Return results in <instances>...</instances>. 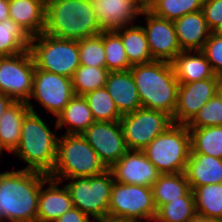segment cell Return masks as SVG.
<instances>
[{"instance_id":"obj_18","label":"cell","mask_w":222,"mask_h":222,"mask_svg":"<svg viewBox=\"0 0 222 222\" xmlns=\"http://www.w3.org/2000/svg\"><path fill=\"white\" fill-rule=\"evenodd\" d=\"M73 207L65 184L49 177L40 188L36 222H54Z\"/></svg>"},{"instance_id":"obj_2","label":"cell","mask_w":222,"mask_h":222,"mask_svg":"<svg viewBox=\"0 0 222 222\" xmlns=\"http://www.w3.org/2000/svg\"><path fill=\"white\" fill-rule=\"evenodd\" d=\"M43 117L39 112L32 111L25 115L20 133V143L11 155L27 164L21 169L49 175L56 162L59 129L55 121L53 127L55 131L52 130L46 121L48 119Z\"/></svg>"},{"instance_id":"obj_21","label":"cell","mask_w":222,"mask_h":222,"mask_svg":"<svg viewBox=\"0 0 222 222\" xmlns=\"http://www.w3.org/2000/svg\"><path fill=\"white\" fill-rule=\"evenodd\" d=\"M9 17L31 37L44 32L46 0H9Z\"/></svg>"},{"instance_id":"obj_42","label":"cell","mask_w":222,"mask_h":222,"mask_svg":"<svg viewBox=\"0 0 222 222\" xmlns=\"http://www.w3.org/2000/svg\"><path fill=\"white\" fill-rule=\"evenodd\" d=\"M9 12V0H0V22L10 18Z\"/></svg>"},{"instance_id":"obj_38","label":"cell","mask_w":222,"mask_h":222,"mask_svg":"<svg viewBox=\"0 0 222 222\" xmlns=\"http://www.w3.org/2000/svg\"><path fill=\"white\" fill-rule=\"evenodd\" d=\"M215 75L222 77V35L212 32L201 50Z\"/></svg>"},{"instance_id":"obj_39","label":"cell","mask_w":222,"mask_h":222,"mask_svg":"<svg viewBox=\"0 0 222 222\" xmlns=\"http://www.w3.org/2000/svg\"><path fill=\"white\" fill-rule=\"evenodd\" d=\"M201 11L212 32L222 26V0H203Z\"/></svg>"},{"instance_id":"obj_25","label":"cell","mask_w":222,"mask_h":222,"mask_svg":"<svg viewBox=\"0 0 222 222\" xmlns=\"http://www.w3.org/2000/svg\"><path fill=\"white\" fill-rule=\"evenodd\" d=\"M30 111L26 102L15 101L0 118V148L13 153L20 143L23 118Z\"/></svg>"},{"instance_id":"obj_49","label":"cell","mask_w":222,"mask_h":222,"mask_svg":"<svg viewBox=\"0 0 222 222\" xmlns=\"http://www.w3.org/2000/svg\"><path fill=\"white\" fill-rule=\"evenodd\" d=\"M0 222H4V219L1 214H0Z\"/></svg>"},{"instance_id":"obj_20","label":"cell","mask_w":222,"mask_h":222,"mask_svg":"<svg viewBox=\"0 0 222 222\" xmlns=\"http://www.w3.org/2000/svg\"><path fill=\"white\" fill-rule=\"evenodd\" d=\"M173 23L182 51L202 50L212 33L201 10L184 15Z\"/></svg>"},{"instance_id":"obj_19","label":"cell","mask_w":222,"mask_h":222,"mask_svg":"<svg viewBox=\"0 0 222 222\" xmlns=\"http://www.w3.org/2000/svg\"><path fill=\"white\" fill-rule=\"evenodd\" d=\"M105 88L121 115L142 107L131 70L109 72Z\"/></svg>"},{"instance_id":"obj_5","label":"cell","mask_w":222,"mask_h":222,"mask_svg":"<svg viewBox=\"0 0 222 222\" xmlns=\"http://www.w3.org/2000/svg\"><path fill=\"white\" fill-rule=\"evenodd\" d=\"M60 133L57 140L56 162L50 178L64 179L90 177L103 173L107 168L98 154L81 134Z\"/></svg>"},{"instance_id":"obj_11","label":"cell","mask_w":222,"mask_h":222,"mask_svg":"<svg viewBox=\"0 0 222 222\" xmlns=\"http://www.w3.org/2000/svg\"><path fill=\"white\" fill-rule=\"evenodd\" d=\"M74 96L71 78L35 67L33 90L27 102L30 111L38 113L33 104L34 100V102L39 103L42 110L44 108L45 111L47 110L48 113H51L56 118Z\"/></svg>"},{"instance_id":"obj_41","label":"cell","mask_w":222,"mask_h":222,"mask_svg":"<svg viewBox=\"0 0 222 222\" xmlns=\"http://www.w3.org/2000/svg\"><path fill=\"white\" fill-rule=\"evenodd\" d=\"M14 102L15 101L11 97L0 92V118L3 115L4 111Z\"/></svg>"},{"instance_id":"obj_34","label":"cell","mask_w":222,"mask_h":222,"mask_svg":"<svg viewBox=\"0 0 222 222\" xmlns=\"http://www.w3.org/2000/svg\"><path fill=\"white\" fill-rule=\"evenodd\" d=\"M203 0H155L148 8L154 15L174 21L202 9Z\"/></svg>"},{"instance_id":"obj_36","label":"cell","mask_w":222,"mask_h":222,"mask_svg":"<svg viewBox=\"0 0 222 222\" xmlns=\"http://www.w3.org/2000/svg\"><path fill=\"white\" fill-rule=\"evenodd\" d=\"M80 65L106 67L103 31L94 37L79 41Z\"/></svg>"},{"instance_id":"obj_9","label":"cell","mask_w":222,"mask_h":222,"mask_svg":"<svg viewBox=\"0 0 222 222\" xmlns=\"http://www.w3.org/2000/svg\"><path fill=\"white\" fill-rule=\"evenodd\" d=\"M157 213L152 187L114 181L108 215L132 222H152Z\"/></svg>"},{"instance_id":"obj_8","label":"cell","mask_w":222,"mask_h":222,"mask_svg":"<svg viewBox=\"0 0 222 222\" xmlns=\"http://www.w3.org/2000/svg\"><path fill=\"white\" fill-rule=\"evenodd\" d=\"M67 181V183H65ZM73 206L92 220L107 216L114 177L110 169L90 176L64 179Z\"/></svg>"},{"instance_id":"obj_37","label":"cell","mask_w":222,"mask_h":222,"mask_svg":"<svg viewBox=\"0 0 222 222\" xmlns=\"http://www.w3.org/2000/svg\"><path fill=\"white\" fill-rule=\"evenodd\" d=\"M222 126V98L216 93L187 124L188 128Z\"/></svg>"},{"instance_id":"obj_22","label":"cell","mask_w":222,"mask_h":222,"mask_svg":"<svg viewBox=\"0 0 222 222\" xmlns=\"http://www.w3.org/2000/svg\"><path fill=\"white\" fill-rule=\"evenodd\" d=\"M184 173L192 190L207 184L222 183V159L190 153Z\"/></svg>"},{"instance_id":"obj_1","label":"cell","mask_w":222,"mask_h":222,"mask_svg":"<svg viewBox=\"0 0 222 222\" xmlns=\"http://www.w3.org/2000/svg\"><path fill=\"white\" fill-rule=\"evenodd\" d=\"M47 174L17 169L0 172V214L4 222H36L41 185Z\"/></svg>"},{"instance_id":"obj_32","label":"cell","mask_w":222,"mask_h":222,"mask_svg":"<svg viewBox=\"0 0 222 222\" xmlns=\"http://www.w3.org/2000/svg\"><path fill=\"white\" fill-rule=\"evenodd\" d=\"M108 73L106 67L80 65L71 78L75 95L84 96L95 89L105 87Z\"/></svg>"},{"instance_id":"obj_48","label":"cell","mask_w":222,"mask_h":222,"mask_svg":"<svg viewBox=\"0 0 222 222\" xmlns=\"http://www.w3.org/2000/svg\"><path fill=\"white\" fill-rule=\"evenodd\" d=\"M3 153H4V151L0 148V159H1L2 156H3Z\"/></svg>"},{"instance_id":"obj_33","label":"cell","mask_w":222,"mask_h":222,"mask_svg":"<svg viewBox=\"0 0 222 222\" xmlns=\"http://www.w3.org/2000/svg\"><path fill=\"white\" fill-rule=\"evenodd\" d=\"M95 121H120L122 115L105 87L98 88L84 95Z\"/></svg>"},{"instance_id":"obj_4","label":"cell","mask_w":222,"mask_h":222,"mask_svg":"<svg viewBox=\"0 0 222 222\" xmlns=\"http://www.w3.org/2000/svg\"><path fill=\"white\" fill-rule=\"evenodd\" d=\"M102 32L90 0H46L44 33L80 41Z\"/></svg>"},{"instance_id":"obj_23","label":"cell","mask_w":222,"mask_h":222,"mask_svg":"<svg viewBox=\"0 0 222 222\" xmlns=\"http://www.w3.org/2000/svg\"><path fill=\"white\" fill-rule=\"evenodd\" d=\"M171 65L179 83L196 82L215 75L210 62L201 50L182 51Z\"/></svg>"},{"instance_id":"obj_6","label":"cell","mask_w":222,"mask_h":222,"mask_svg":"<svg viewBox=\"0 0 222 222\" xmlns=\"http://www.w3.org/2000/svg\"><path fill=\"white\" fill-rule=\"evenodd\" d=\"M160 174L184 172L191 152L187 125L172 124L142 150Z\"/></svg>"},{"instance_id":"obj_7","label":"cell","mask_w":222,"mask_h":222,"mask_svg":"<svg viewBox=\"0 0 222 222\" xmlns=\"http://www.w3.org/2000/svg\"><path fill=\"white\" fill-rule=\"evenodd\" d=\"M35 67L72 78L80 66L79 41L41 33L31 37L29 48Z\"/></svg>"},{"instance_id":"obj_44","label":"cell","mask_w":222,"mask_h":222,"mask_svg":"<svg viewBox=\"0 0 222 222\" xmlns=\"http://www.w3.org/2000/svg\"><path fill=\"white\" fill-rule=\"evenodd\" d=\"M188 222H218L196 213Z\"/></svg>"},{"instance_id":"obj_43","label":"cell","mask_w":222,"mask_h":222,"mask_svg":"<svg viewBox=\"0 0 222 222\" xmlns=\"http://www.w3.org/2000/svg\"><path fill=\"white\" fill-rule=\"evenodd\" d=\"M92 221H94V222H132L129 220H125L123 218L112 217L109 215L94 219Z\"/></svg>"},{"instance_id":"obj_27","label":"cell","mask_w":222,"mask_h":222,"mask_svg":"<svg viewBox=\"0 0 222 222\" xmlns=\"http://www.w3.org/2000/svg\"><path fill=\"white\" fill-rule=\"evenodd\" d=\"M190 190L191 187L184 172L160 174L158 180L152 185L156 209L171 200L185 196Z\"/></svg>"},{"instance_id":"obj_26","label":"cell","mask_w":222,"mask_h":222,"mask_svg":"<svg viewBox=\"0 0 222 222\" xmlns=\"http://www.w3.org/2000/svg\"><path fill=\"white\" fill-rule=\"evenodd\" d=\"M121 37L124 50L131 65L153 61L144 29L141 24H133L115 30Z\"/></svg>"},{"instance_id":"obj_46","label":"cell","mask_w":222,"mask_h":222,"mask_svg":"<svg viewBox=\"0 0 222 222\" xmlns=\"http://www.w3.org/2000/svg\"><path fill=\"white\" fill-rule=\"evenodd\" d=\"M218 94L222 98V77H220L219 83H218Z\"/></svg>"},{"instance_id":"obj_16","label":"cell","mask_w":222,"mask_h":222,"mask_svg":"<svg viewBox=\"0 0 222 222\" xmlns=\"http://www.w3.org/2000/svg\"><path fill=\"white\" fill-rule=\"evenodd\" d=\"M90 3L102 31L139 23L145 9L137 0H90Z\"/></svg>"},{"instance_id":"obj_45","label":"cell","mask_w":222,"mask_h":222,"mask_svg":"<svg viewBox=\"0 0 222 222\" xmlns=\"http://www.w3.org/2000/svg\"><path fill=\"white\" fill-rule=\"evenodd\" d=\"M145 9H148L155 0H137Z\"/></svg>"},{"instance_id":"obj_12","label":"cell","mask_w":222,"mask_h":222,"mask_svg":"<svg viewBox=\"0 0 222 222\" xmlns=\"http://www.w3.org/2000/svg\"><path fill=\"white\" fill-rule=\"evenodd\" d=\"M35 63L30 50L0 57V92L14 101L28 102L33 90Z\"/></svg>"},{"instance_id":"obj_28","label":"cell","mask_w":222,"mask_h":222,"mask_svg":"<svg viewBox=\"0 0 222 222\" xmlns=\"http://www.w3.org/2000/svg\"><path fill=\"white\" fill-rule=\"evenodd\" d=\"M31 36L12 19L0 22V57L23 53L30 48Z\"/></svg>"},{"instance_id":"obj_35","label":"cell","mask_w":222,"mask_h":222,"mask_svg":"<svg viewBox=\"0 0 222 222\" xmlns=\"http://www.w3.org/2000/svg\"><path fill=\"white\" fill-rule=\"evenodd\" d=\"M106 68L109 72L130 70L120 35L115 31H103Z\"/></svg>"},{"instance_id":"obj_24","label":"cell","mask_w":222,"mask_h":222,"mask_svg":"<svg viewBox=\"0 0 222 222\" xmlns=\"http://www.w3.org/2000/svg\"><path fill=\"white\" fill-rule=\"evenodd\" d=\"M55 120L58 129L64 128L66 134H82L95 122L86 98L81 95H75Z\"/></svg>"},{"instance_id":"obj_17","label":"cell","mask_w":222,"mask_h":222,"mask_svg":"<svg viewBox=\"0 0 222 222\" xmlns=\"http://www.w3.org/2000/svg\"><path fill=\"white\" fill-rule=\"evenodd\" d=\"M110 170L116 182L147 187H152L160 175L140 150H128Z\"/></svg>"},{"instance_id":"obj_40","label":"cell","mask_w":222,"mask_h":222,"mask_svg":"<svg viewBox=\"0 0 222 222\" xmlns=\"http://www.w3.org/2000/svg\"><path fill=\"white\" fill-rule=\"evenodd\" d=\"M54 222H92V219L81 212L78 208L73 207L69 211H66Z\"/></svg>"},{"instance_id":"obj_31","label":"cell","mask_w":222,"mask_h":222,"mask_svg":"<svg viewBox=\"0 0 222 222\" xmlns=\"http://www.w3.org/2000/svg\"><path fill=\"white\" fill-rule=\"evenodd\" d=\"M196 213L195 196L191 189L185 196L160 206L154 221L188 222Z\"/></svg>"},{"instance_id":"obj_15","label":"cell","mask_w":222,"mask_h":222,"mask_svg":"<svg viewBox=\"0 0 222 222\" xmlns=\"http://www.w3.org/2000/svg\"><path fill=\"white\" fill-rule=\"evenodd\" d=\"M220 77L198 80L196 82L179 83L177 106L172 117L174 124L187 125L199 110L218 93Z\"/></svg>"},{"instance_id":"obj_13","label":"cell","mask_w":222,"mask_h":222,"mask_svg":"<svg viewBox=\"0 0 222 222\" xmlns=\"http://www.w3.org/2000/svg\"><path fill=\"white\" fill-rule=\"evenodd\" d=\"M81 135L107 169L128 151L120 121H95Z\"/></svg>"},{"instance_id":"obj_47","label":"cell","mask_w":222,"mask_h":222,"mask_svg":"<svg viewBox=\"0 0 222 222\" xmlns=\"http://www.w3.org/2000/svg\"><path fill=\"white\" fill-rule=\"evenodd\" d=\"M216 33L222 35V26L216 31Z\"/></svg>"},{"instance_id":"obj_29","label":"cell","mask_w":222,"mask_h":222,"mask_svg":"<svg viewBox=\"0 0 222 222\" xmlns=\"http://www.w3.org/2000/svg\"><path fill=\"white\" fill-rule=\"evenodd\" d=\"M191 152L222 159V126L189 128Z\"/></svg>"},{"instance_id":"obj_30","label":"cell","mask_w":222,"mask_h":222,"mask_svg":"<svg viewBox=\"0 0 222 222\" xmlns=\"http://www.w3.org/2000/svg\"><path fill=\"white\" fill-rule=\"evenodd\" d=\"M193 192L196 212L222 222V183L196 187Z\"/></svg>"},{"instance_id":"obj_14","label":"cell","mask_w":222,"mask_h":222,"mask_svg":"<svg viewBox=\"0 0 222 222\" xmlns=\"http://www.w3.org/2000/svg\"><path fill=\"white\" fill-rule=\"evenodd\" d=\"M141 16L140 21L144 20L145 25L139 23H142L152 58L172 62L182 52L173 21L158 17L148 9H144Z\"/></svg>"},{"instance_id":"obj_10","label":"cell","mask_w":222,"mask_h":222,"mask_svg":"<svg viewBox=\"0 0 222 222\" xmlns=\"http://www.w3.org/2000/svg\"><path fill=\"white\" fill-rule=\"evenodd\" d=\"M120 123L128 150L140 151L174 124L167 113L142 107L122 115Z\"/></svg>"},{"instance_id":"obj_3","label":"cell","mask_w":222,"mask_h":222,"mask_svg":"<svg viewBox=\"0 0 222 222\" xmlns=\"http://www.w3.org/2000/svg\"><path fill=\"white\" fill-rule=\"evenodd\" d=\"M142 108L162 111L173 117L179 81L171 62L153 60L130 68Z\"/></svg>"}]
</instances>
